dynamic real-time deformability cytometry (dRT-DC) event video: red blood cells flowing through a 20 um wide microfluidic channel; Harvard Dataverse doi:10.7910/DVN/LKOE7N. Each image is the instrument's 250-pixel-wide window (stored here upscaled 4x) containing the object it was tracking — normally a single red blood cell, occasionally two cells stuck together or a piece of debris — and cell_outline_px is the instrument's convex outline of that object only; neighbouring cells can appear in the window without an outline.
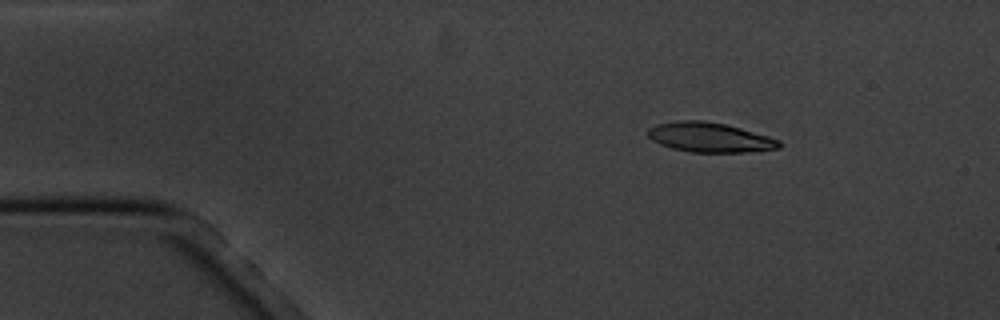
{"species": "common noctule bat (a hibernating species)", "species_latin": "Nyctalus noctula", "temperature_condition": "cold", "stored_images_in_passage": 5, "camera_frame_rate_fps": 3000, "um_per_image_px": 0.085, "animal": {"sex": "male", "body_mass_g": 20.1, "forearm_length_mm": 53.5}, "frame": {"image": 1, "passage_image": 2, "time_ms": 1.333, "image_size_px": [1000, 320], "cell_outline_px": [[780, 148], [744, 152], [692, 152], [672, 148], [660, 144], [652, 140], [648, 136], [648, 128], [656, 124], [680, 120], [704, 120], [724, 124], [740, 128], [768, 136], [780, 140]], "centroid_in_image_um": [60.3, 11.67], "position_along_channel_um": 24.7, "area_um2": 22.54}}
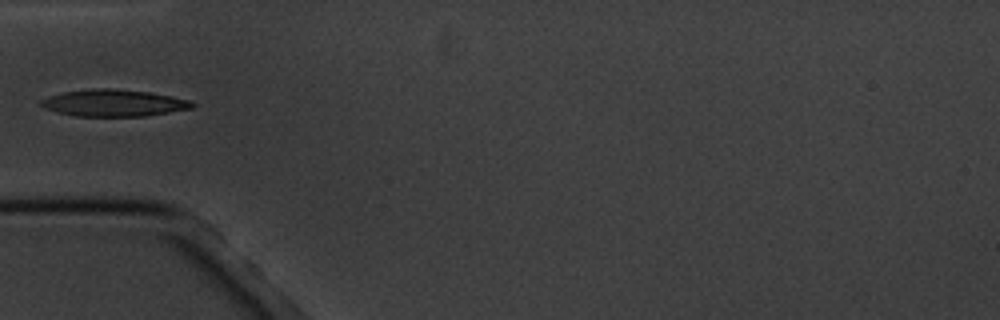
{"frame": {"image": 2, "passage_image": 5, "time_ms": 4.667, "image_size_px": [1000, 320], "cell_outline_px": [[196, 104], [192, 108], [144, 116], [76, 116], [56, 112], [44, 108], [40, 104], [40, 100], [48, 96], [64, 92], [92, 88], [112, 88], [148, 92], [192, 100]], "centroid_in_image_um": [9.65, 8.75], "position_along_channel_um": 75.4, "area_um2": 23.64}}